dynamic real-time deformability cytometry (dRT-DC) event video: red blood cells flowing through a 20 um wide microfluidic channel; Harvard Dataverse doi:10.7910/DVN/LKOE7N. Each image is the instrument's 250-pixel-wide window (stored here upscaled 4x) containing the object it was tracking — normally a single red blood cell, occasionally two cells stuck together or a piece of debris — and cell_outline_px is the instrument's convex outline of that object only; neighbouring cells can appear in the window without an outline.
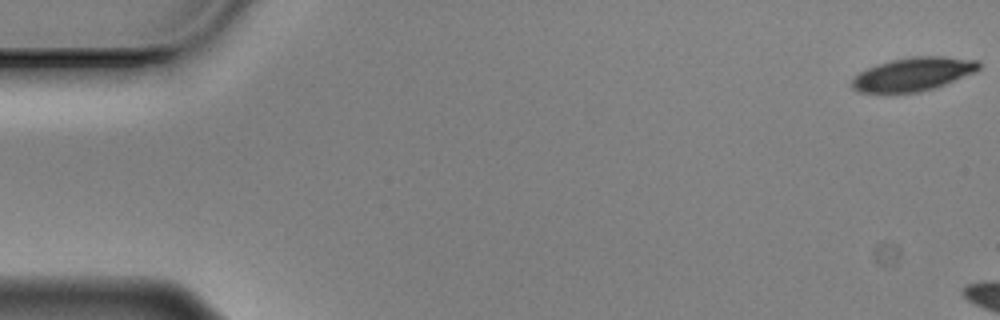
{"species": "Egyptian fruit bat (a non-hibernating species)", "species_latin": "Rousettus aegyptiacus", "temperature_condition": "cold", "stored_images_in_passage": 7, "camera_frame_rate_fps": 3000, "um_per_image_px": 0.085, "animal": {"sex": "male"}, "frame": {"image": 1, "passage_image": 1, "time_ms": 0.0, "image_size_px": [1000, 320], "cell_outline_px": [[980, 68], [972, 72], [944, 84], [932, 88], [916, 92], [860, 92], [852, 88], [852, 76], [876, 64], [908, 56], [944, 56], [980, 60]], "centroid_in_image_um": [77.59, 6.28], "position_along_channel_um": 7.4, "area_um2": 24.45}}